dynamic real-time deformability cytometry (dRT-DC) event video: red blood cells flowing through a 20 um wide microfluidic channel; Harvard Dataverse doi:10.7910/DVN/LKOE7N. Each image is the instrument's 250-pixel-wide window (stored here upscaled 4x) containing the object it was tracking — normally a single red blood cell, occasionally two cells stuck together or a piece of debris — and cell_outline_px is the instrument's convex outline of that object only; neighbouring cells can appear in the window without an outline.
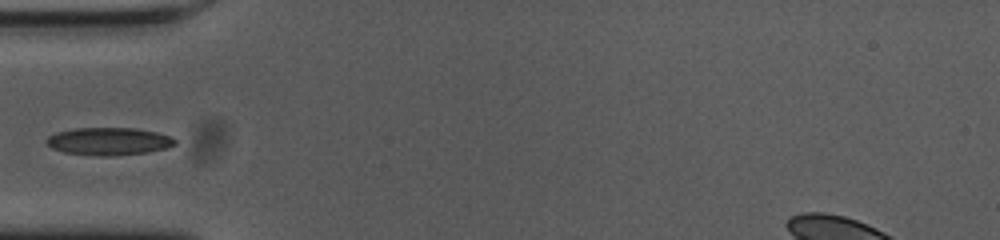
{"species": "common noctule bat (a hibernating species)", "species_latin": "Nyctalus noctula", "temperature_condition": "cold", "stored_images_in_passage": 39, "camera_frame_rate_fps": 3000, "um_per_image_px": 0.085, "animal": {"sex": "female", "body_mass_g": 23.0, "forearm_length_mm": 53.4}, "frame": {"image": 1, "passage_image": 1, "time_ms": 0.0, "image_size_px": [1000, 240], "cell_outline_px": [[176, 144], [168, 148], [148, 152], [112, 156], [100, 156], [64, 152], [52, 148], [44, 140], [48, 136], [56, 132], [76, 128], [136, 128], [156, 132], [172, 136], [176, 140]], "centroid_in_image_um": [9.27, 12.01], "position_along_channel_um": 75.7, "area_um2": 20.81}}
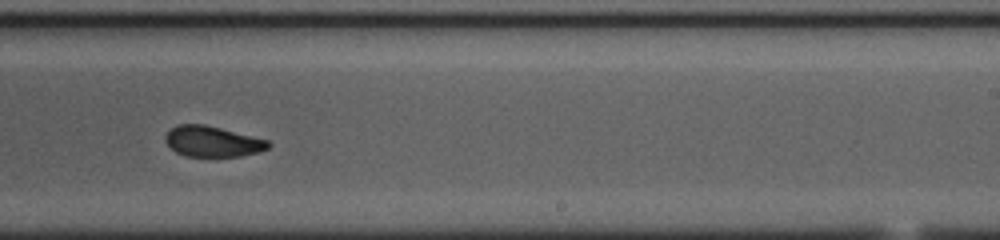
{"frame": {"image": 2, "passage_image": 17, "time_ms": 5.333, "image_size_px": [1000, 240], "cell_outline_px": [[272, 144], [268, 148], [256, 152], [240, 156], [184, 156], [176, 152], [164, 140], [164, 136], [176, 124], [204, 124], [268, 140]], "centroid_in_image_um": [18.04, 12.02], "position_along_channel_um": 271.0, "area_um2": 18.21}}
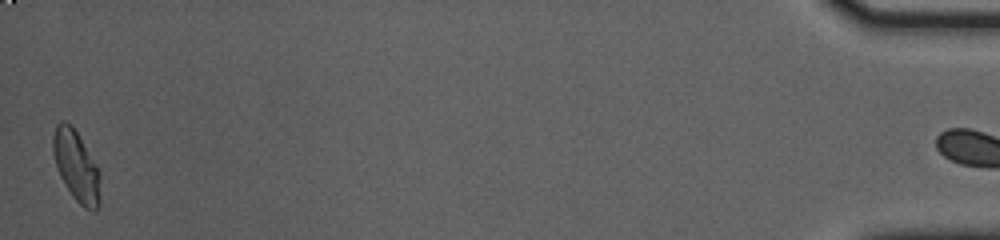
{"frame": {"image": 3, "passage_image": 38, "time_ms": 12.333, "image_size_px": [1000, 240], "cell_outline_px": [[100, 204], [92, 212], [84, 208], [72, 196], [64, 184], [60, 176], [52, 152], [52, 136], [56, 124], [60, 120], [64, 120], [72, 124], [100, 172]], "centroid_in_image_um": [6.47, 14.11], "position_along_channel_um": 428.7, "area_um2": 19.59}}